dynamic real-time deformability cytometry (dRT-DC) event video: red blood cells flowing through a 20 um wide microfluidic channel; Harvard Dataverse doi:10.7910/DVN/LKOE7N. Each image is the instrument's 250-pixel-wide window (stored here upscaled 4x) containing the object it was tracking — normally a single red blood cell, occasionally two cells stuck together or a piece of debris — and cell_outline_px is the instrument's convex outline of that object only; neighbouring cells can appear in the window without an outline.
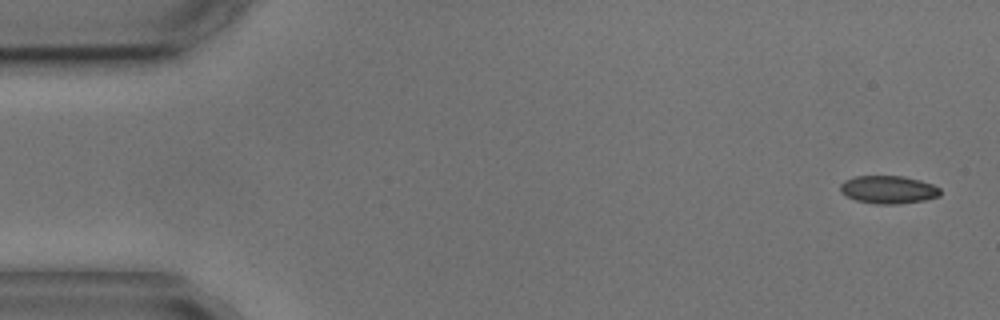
{"species": "common noctule bat (a hibernating species)", "species_latin": "Nyctalus noctula", "temperature_condition": "cold", "stored_images_in_passage": 5, "camera_frame_rate_fps": 3000, "um_per_image_px": 0.085, "animal": {"sex": "male", "body_mass_g": 17.9, "forearm_length_mm": 54.2}, "frame": {"image": 1, "passage_image": 1, "time_ms": 0.0, "image_size_px": [1000, 320], "cell_outline_px": [[940, 196], [924, 200], [896, 204], [876, 204], [856, 200], [840, 192], [840, 184], [844, 180], [856, 176], [904, 176], [920, 180], [932, 184], [940, 188]], "centroid_in_image_um": [75.51, 16.11], "position_along_channel_um": 9.5, "area_um2": 16.24}}
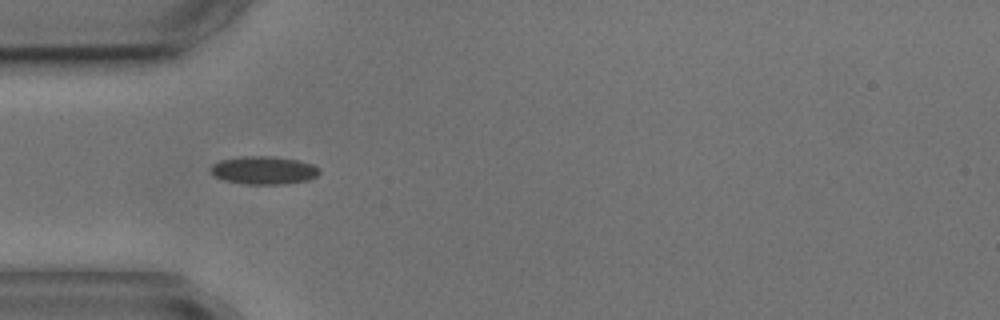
{"frame": {"image": 2, "passage_image": 5, "time_ms": 4.667, "image_size_px": [1000, 320], "cell_outline_px": [[320, 172], [316, 176], [308, 180], [284, 184], [248, 184], [224, 180], [216, 176], [208, 168], [212, 164], [220, 160], [240, 156], [272, 156], [296, 160], [312, 164], [320, 168]], "centroid_in_image_um": [22.41, 14.46], "position_along_channel_um": 62.6, "area_um2": 17.74}}